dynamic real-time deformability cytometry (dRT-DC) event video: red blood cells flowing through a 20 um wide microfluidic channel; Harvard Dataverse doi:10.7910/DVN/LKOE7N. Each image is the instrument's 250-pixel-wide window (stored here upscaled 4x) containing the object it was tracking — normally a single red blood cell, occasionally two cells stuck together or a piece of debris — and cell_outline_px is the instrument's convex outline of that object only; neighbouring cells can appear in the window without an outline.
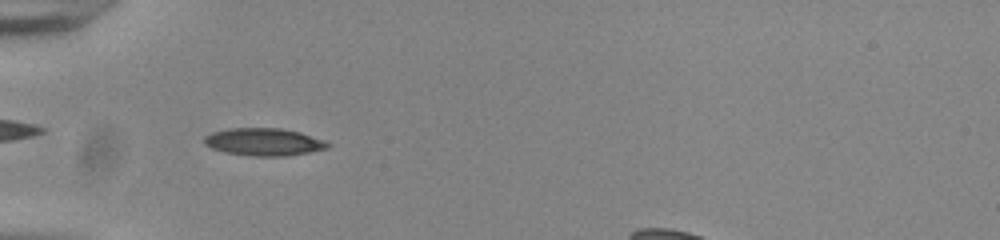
{"species": "common noctule bat (a hibernating species)", "species_latin": "Nyctalus noctula", "temperature_condition": "room temperature", "stored_images_in_passage": 53, "camera_frame_rate_fps": 3000, "um_per_image_px": 0.085, "animal": {"sex": "male", "body_mass_g": 20.0, "forearm_length_mm": 53.3}, "frame": {"image": 1, "passage_image": 19, "time_ms": 6.0, "image_size_px": [1000, 240], "cell_outline_px": [[332, 144], [328, 148], [308, 152], [284, 156], [248, 156], [224, 152], [212, 148], [204, 144], [204, 136], [212, 132], [232, 128], [280, 128], [300, 132], [324, 140]], "centroid_in_image_um": [22.42, 12.06], "position_along_channel_um": 62.6, "area_um2": 19.83}}
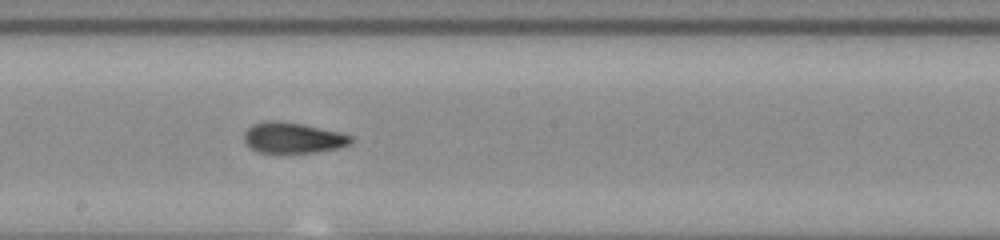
{"frame": {"image": 2, "passage_image": 32, "time_ms": 10.333, "image_size_px": [1000, 240], "cell_outline_px": [[352, 140], [348, 144], [336, 148], [316, 152], [256, 152], [248, 148], [244, 140], [244, 132], [252, 124], [264, 120], [280, 120], [300, 124], [336, 132], [352, 136]], "centroid_in_image_um": [24.79, 11.71], "position_along_channel_um": 223.4, "area_um2": 18.9}}
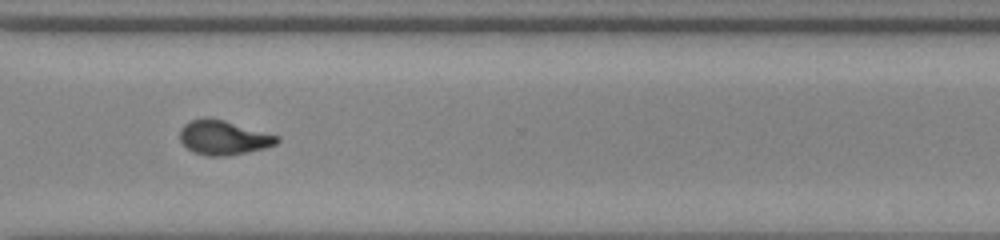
{"frame": {"image": 3, "passage_image": 42, "time_ms": 13.667, "image_size_px": [1000, 240], "cell_outline_px": [[280, 140], [276, 144], [264, 148], [228, 156], [208, 156], [192, 152], [180, 140], [180, 128], [184, 124], [192, 120], [204, 116], [224, 120], [280, 136]], "centroid_in_image_um": [18.99, 11.69], "position_along_channel_um": 351.6, "area_um2": 19.54}}